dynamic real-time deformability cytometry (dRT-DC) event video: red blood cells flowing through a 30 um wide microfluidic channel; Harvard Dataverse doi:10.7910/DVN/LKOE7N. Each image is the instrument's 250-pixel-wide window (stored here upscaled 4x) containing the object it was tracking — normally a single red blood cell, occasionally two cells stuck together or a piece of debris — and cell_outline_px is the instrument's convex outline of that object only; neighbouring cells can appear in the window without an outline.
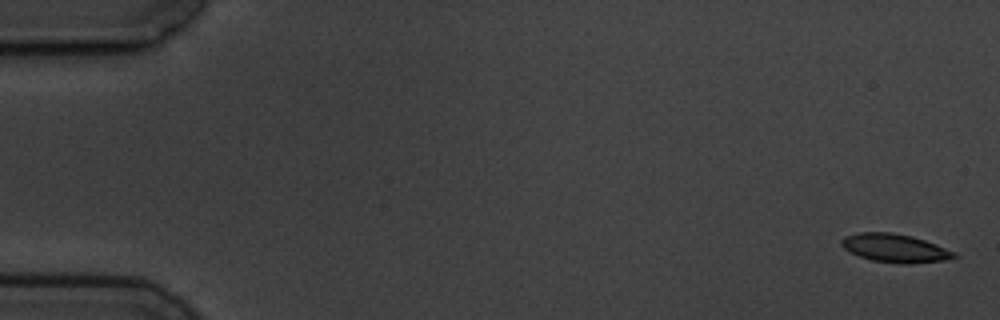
{"species": "common noctule bat (a hibernating species)", "species_latin": "Nyctalus noctula", "temperature_condition": "cold", "stored_images_in_passage": 3, "camera_frame_rate_fps": 3000, "um_per_image_px": 0.085, "animal": {"sex": "male", "body_mass_g": 19.5, "forearm_length_mm": 54.6}, "frame": {"image": 1, "passage_image": 1, "time_ms": 0.0, "image_size_px": [1000, 320], "cell_outline_px": [[960, 256], [944, 260], [904, 264], [900, 264], [872, 260], [848, 252], [840, 244], [840, 240], [844, 236], [860, 232], [888, 232], [912, 236], [936, 244], [956, 252]], "centroid_in_image_um": [76.06, 21.09], "position_along_channel_um": 8.9, "area_um2": 18.67}}